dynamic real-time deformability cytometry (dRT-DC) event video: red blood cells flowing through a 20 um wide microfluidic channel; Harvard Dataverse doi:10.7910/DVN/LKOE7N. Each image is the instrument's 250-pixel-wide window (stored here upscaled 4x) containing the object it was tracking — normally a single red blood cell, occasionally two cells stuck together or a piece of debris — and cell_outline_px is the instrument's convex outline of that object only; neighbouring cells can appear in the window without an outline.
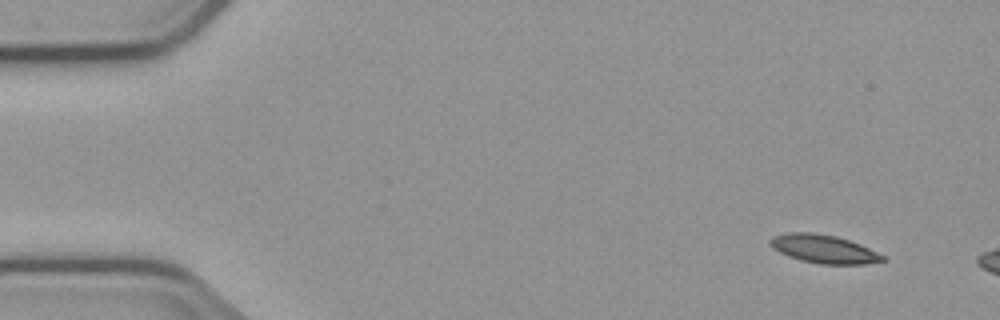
{"species": "common noctule bat (a hibernating species)", "species_latin": "Nyctalus noctula", "temperature_condition": "cold", "stored_images_in_passage": 3, "camera_frame_rate_fps": 3000, "um_per_image_px": 0.085, "animal": {"sex": "male", "body_mass_g": 23.1, "forearm_length_mm": 52.7}, "frame": {"image": 1, "passage_image": 1, "time_ms": 0.0, "image_size_px": [1000, 320], "cell_outline_px": [[888, 260], [864, 264], [820, 264], [800, 260], [788, 256], [772, 248], [768, 244], [768, 240], [772, 236], [788, 232], [812, 232], [836, 236], [860, 244], [884, 256]], "centroid_in_image_um": [69.97, 21.16], "position_along_channel_um": 15.0, "area_um2": 18.67}}